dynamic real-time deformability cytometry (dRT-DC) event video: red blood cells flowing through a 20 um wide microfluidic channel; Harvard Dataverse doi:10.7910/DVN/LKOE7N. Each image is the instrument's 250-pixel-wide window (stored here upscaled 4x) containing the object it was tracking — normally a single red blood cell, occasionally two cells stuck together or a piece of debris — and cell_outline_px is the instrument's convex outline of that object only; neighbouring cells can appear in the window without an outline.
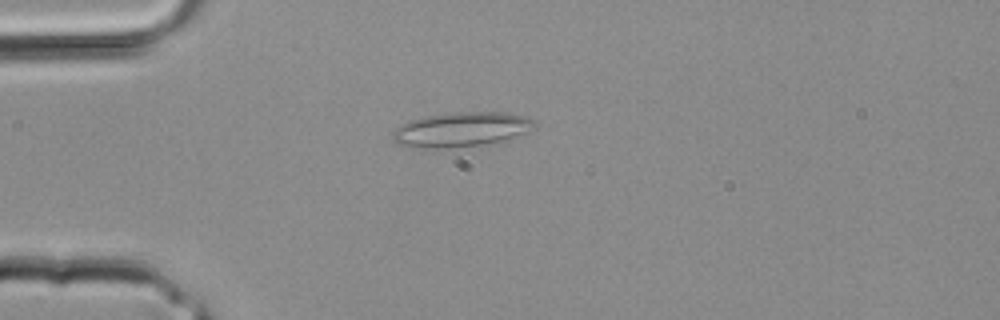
{"species": "common noctule bat (a hibernating species)", "species_latin": "Nyctalus noctula", "temperature_condition": "room temperature", "stored_images_in_passage": 27, "segment_of_instrument_passage": [1, 2], "camera_frame_rate_fps": 3000, "um_per_image_px": 0.085, "animal": {"sex": "male", "body_mass_g": 20.4}, "frame": {"image": 1, "passage_image": 1, "time_ms": 0.0, "image_size_px": [1000, 320], "cell_outline_px": [[536, 128], [500, 140], [480, 144], [444, 148], [424, 148], [396, 144], [392, 140], [392, 132], [396, 128], [412, 120], [428, 116], [456, 112], [504, 112], [528, 116], [532, 120]], "centroid_in_image_um": [39.17, 10.99], "position_along_channel_um": 45.8, "area_um2": 27.98}}
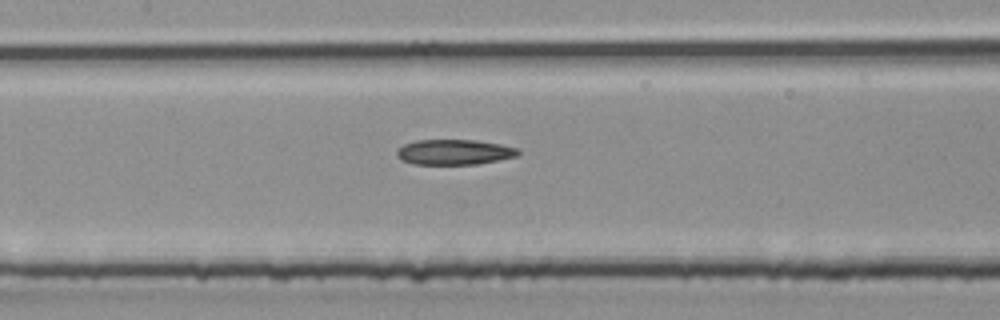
{"frame": {"image": 2, "passage_image": 8, "time_ms": 2.333, "image_size_px": [1000, 320], "cell_outline_px": [[520, 152], [516, 156], [500, 160], [476, 164], [412, 164], [400, 160], [396, 156], [396, 152], [404, 144], [416, 140], [476, 140], [500, 144], [520, 148]], "centroid_in_image_um": [38.61, 12.93], "position_along_channel_um": 168.8, "area_um2": 17.98}}
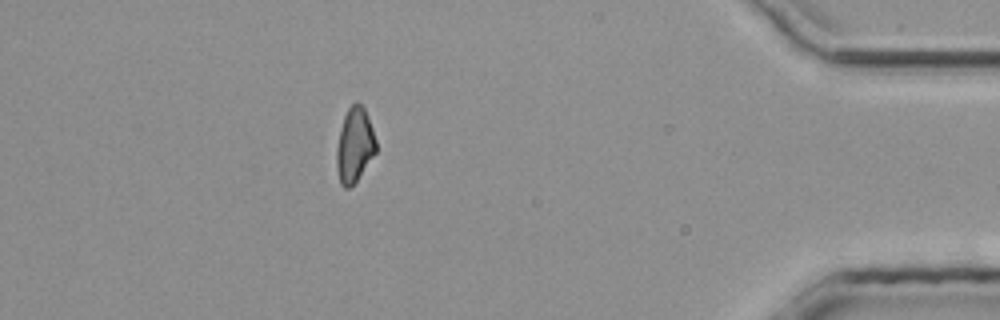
{"frame": {"image": 3, "passage_image": 22, "time_ms": 7.0, "image_size_px": [1000, 320], "cell_outline_px": [[376, 152], [356, 180], [348, 188], [344, 188], [340, 184], [336, 168], [336, 148], [340, 128], [344, 116], [348, 108], [356, 100], [364, 108], [372, 128], [376, 140]], "centroid_in_image_um": [30.11, 12.32], "position_along_channel_um": 405.1, "area_um2": 17.05}}